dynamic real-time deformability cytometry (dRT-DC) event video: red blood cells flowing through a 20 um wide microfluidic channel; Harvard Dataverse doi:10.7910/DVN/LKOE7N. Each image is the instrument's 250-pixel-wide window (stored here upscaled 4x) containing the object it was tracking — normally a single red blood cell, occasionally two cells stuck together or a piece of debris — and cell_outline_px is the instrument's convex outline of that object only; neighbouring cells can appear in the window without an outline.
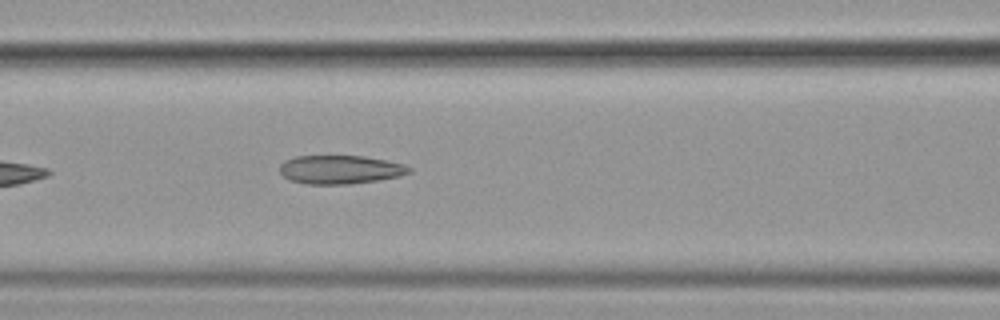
{"species": "common noctule bat (a hibernating species)", "species_latin": "Nyctalus noctula", "temperature_condition": "cold", "stored_images_in_passage": 41, "camera_frame_rate_fps": 3000, "um_per_image_px": 0.085, "animal": {"sex": "female", "body_mass_g": 19.9}, "frame": {"image": 1, "passage_image": 9, "time_ms": 2.667, "image_size_px": [1000, 320], "cell_outline_px": [[412, 172], [400, 176], [376, 180], [348, 184], [304, 184], [288, 180], [280, 172], [280, 164], [284, 160], [296, 156], [364, 156], [404, 164], [412, 168]], "centroid_in_image_um": [28.89, 14.41], "position_along_channel_um": 137.7, "area_um2": 21.62}}
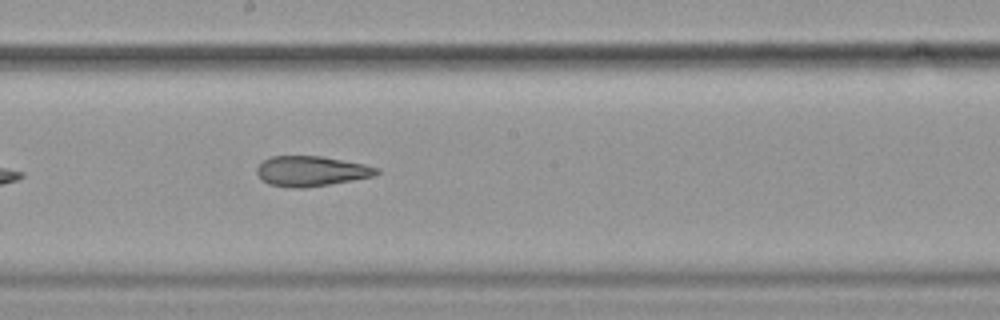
{"frame": {"image": 2, "passage_image": 16, "time_ms": 5.0, "image_size_px": [1000, 320], "cell_outline_px": [[380, 172], [376, 176], [304, 188], [292, 188], [268, 184], [256, 172], [256, 168], [264, 160], [272, 156], [320, 156], [364, 164], [380, 168]], "centroid_in_image_um": [26.48, 14.54], "position_along_channel_um": 221.7, "area_um2": 20.92}}
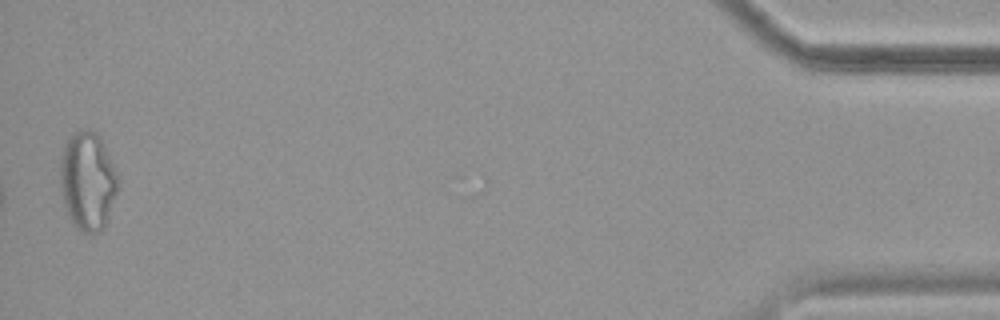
{"frame": {"image": 3, "passage_image": 40, "time_ms": 13.0, "image_size_px": [1000, 320], "cell_outline_px": [[120, 180], [108, 220], [104, 228], [100, 232], [80, 232], [72, 224], [68, 216], [64, 204], [60, 188], [60, 156], [64, 144], [76, 132], [96, 132], [100, 136], [120, 176]], "centroid_in_image_um": [7.47, 15.43], "position_along_channel_um": 427.7, "area_um2": 33.47}, "authors_computed_cell_mechanics": {"area_um2": 22.9466, "velocity_mm_per_s": 3.6169, "shape_relaxation_time_tau1_ms": null, "shape_relaxation_time_tau2_ms": 3.2739, "deformation_change_tau1": null, "deformation_change_tau2": 0.1233}}